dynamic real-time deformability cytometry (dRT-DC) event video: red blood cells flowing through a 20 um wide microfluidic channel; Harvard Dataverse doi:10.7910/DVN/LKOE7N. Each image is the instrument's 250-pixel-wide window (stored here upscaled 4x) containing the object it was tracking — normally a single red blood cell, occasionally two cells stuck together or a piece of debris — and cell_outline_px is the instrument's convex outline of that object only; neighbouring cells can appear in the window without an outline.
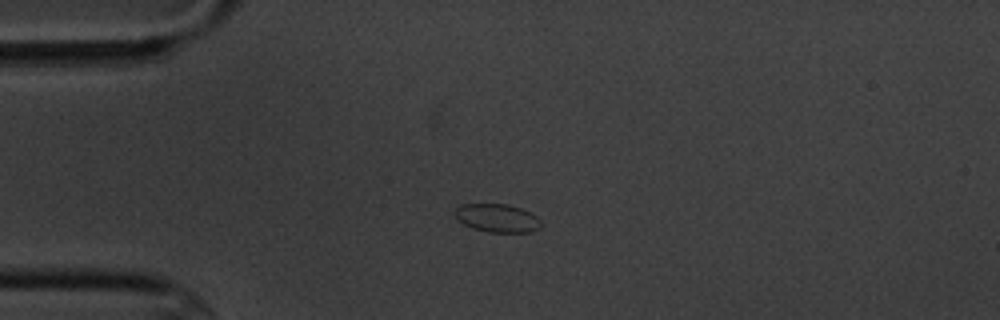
{"species": "common noctule bat (a hibernating species)", "species_latin": "Nyctalus noctula", "temperature_condition": "cold", "stored_images_in_passage": 2, "camera_frame_rate_fps": 3000, "um_per_image_px": 0.085, "animal": {"sex": "male", "body_mass_g": 20.1, "forearm_length_mm": 53.5}, "frame": {"image": 1, "passage_image": 1, "time_ms": 0.0, "image_size_px": [1000, 320], "cell_outline_px": [[540, 228], [532, 232], [488, 232], [472, 228], [456, 220], [456, 208], [460, 204], [508, 204], [520, 208], [536, 216], [540, 220]], "centroid_in_image_um": [42.25, 18.54], "position_along_channel_um": 42.7, "area_um2": 14.16}}